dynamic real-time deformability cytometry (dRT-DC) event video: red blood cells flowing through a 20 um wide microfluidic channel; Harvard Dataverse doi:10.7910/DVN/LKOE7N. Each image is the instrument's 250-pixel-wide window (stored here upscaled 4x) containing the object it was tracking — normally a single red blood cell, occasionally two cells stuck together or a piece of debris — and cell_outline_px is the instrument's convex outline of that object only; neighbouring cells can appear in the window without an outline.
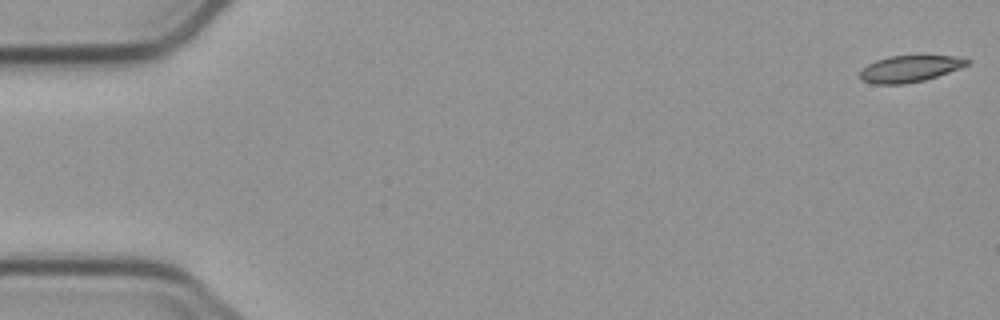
{"species": "common noctule bat (a hibernating species)", "species_latin": "Nyctalus noctula", "temperature_condition": "cold", "stored_images_in_passage": 5, "camera_frame_rate_fps": 3000, "um_per_image_px": 0.085, "animal": {"sex": "male", "body_mass_g": 23.1, "forearm_length_mm": 52.7}, "frame": {"image": 1, "passage_image": 1, "time_ms": 0.0, "image_size_px": [1000, 320], "cell_outline_px": [[972, 60], [968, 64], [960, 68], [924, 80], [904, 84], [872, 84], [860, 80], [860, 72], [868, 64], [876, 60], [888, 56], [952, 56]], "centroid_in_image_um": [77.3, 5.85], "position_along_channel_um": 7.7, "area_um2": 16.42}}
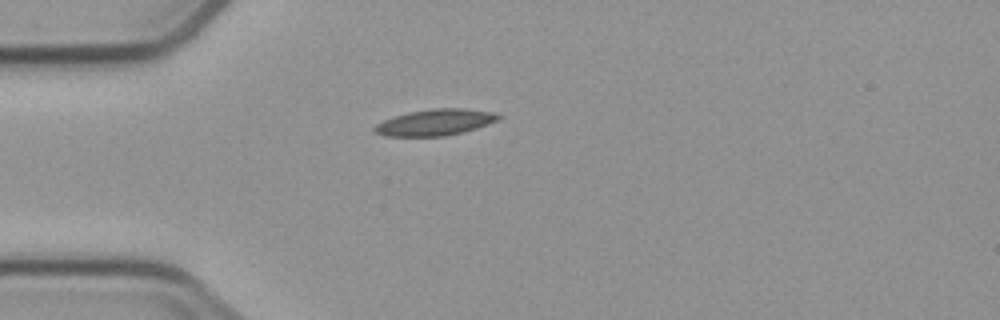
{"frame": {"image": 2, "passage_image": 5, "time_ms": 4.667, "image_size_px": [1000, 320], "cell_outline_px": [[500, 120], [464, 132], [444, 136], [384, 136], [376, 132], [372, 128], [376, 124], [392, 116], [408, 112], [432, 108], [464, 108], [492, 112], [500, 116]], "centroid_in_image_um": [36.97, 10.39], "position_along_channel_um": 48.0, "area_um2": 19.02}}